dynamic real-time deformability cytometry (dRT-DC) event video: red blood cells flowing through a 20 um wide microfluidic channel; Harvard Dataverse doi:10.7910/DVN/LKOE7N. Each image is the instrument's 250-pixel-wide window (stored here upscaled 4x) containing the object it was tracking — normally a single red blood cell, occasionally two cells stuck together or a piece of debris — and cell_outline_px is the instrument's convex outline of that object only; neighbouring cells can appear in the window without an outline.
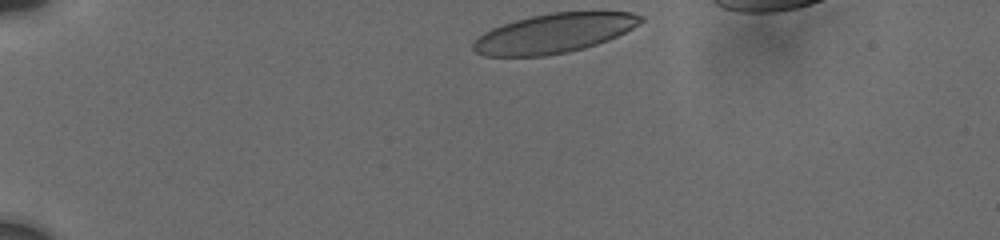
{"species": "human", "species_latin": "Homo sapiens", "temperature_condition": "cold", "stored_images_in_passage": 18, "camera_frame_rate_fps": 3000, "um_per_image_px": 0.085, "donor": {"sex": "male"}, "frame": {"image": 1, "passage_image": 1, "time_ms": 0.0, "image_size_px": [1000, 240], "cell_outline_px": [[644, 20], [632, 28], [608, 40], [584, 48], [568, 52], [544, 56], [484, 56], [476, 52], [472, 48], [472, 44], [484, 32], [492, 28], [516, 20], [532, 16], [552, 12], [632, 12], [644, 16]], "centroid_in_image_um": [47.1, 2.83], "position_along_channel_um": 37.9, "area_um2": 38.15}}
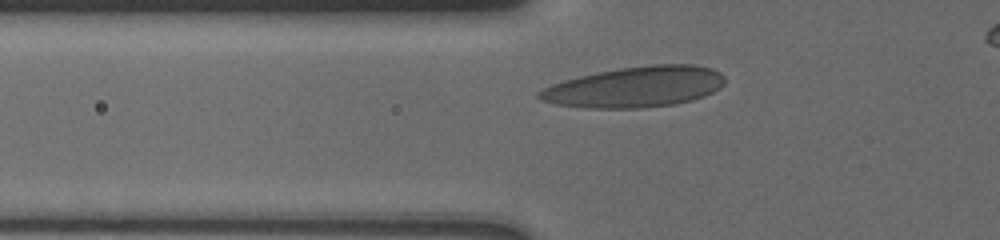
{"frame": {"image": 2, "passage_image": 13, "time_ms": 2.667, "image_size_px": [1000, 240], "cell_outline_px": [[724, 84], [720, 88], [704, 96], [692, 100], [672, 104], [640, 108], [588, 108], [556, 104], [540, 100], [536, 96], [536, 92], [552, 84], [564, 80], [580, 76], [620, 68], [652, 64], [692, 64], [712, 68], [720, 72], [724, 76]], "centroid_in_image_um": [53.99, 7.39], "position_along_channel_um": 71.8, "area_um2": 43.99}}
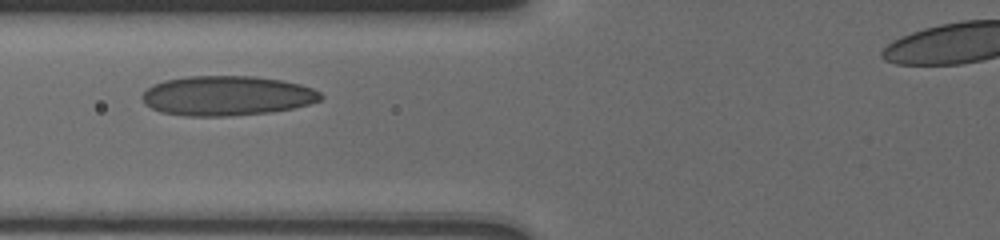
{"frame": {"image": 3, "passage_image": 17, "time_ms": 3.667, "image_size_px": [1000, 240], "cell_outline_px": [[324, 96], [320, 100], [308, 104], [292, 108], [268, 112], [232, 116], [184, 116], [160, 112], [144, 104], [140, 96], [152, 84], [164, 80], [188, 76], [252, 76], [280, 80], [300, 84], [312, 88], [320, 92]], "centroid_in_image_um": [19.24, 8.14], "position_along_channel_um": 106.6, "area_um2": 41.44}}